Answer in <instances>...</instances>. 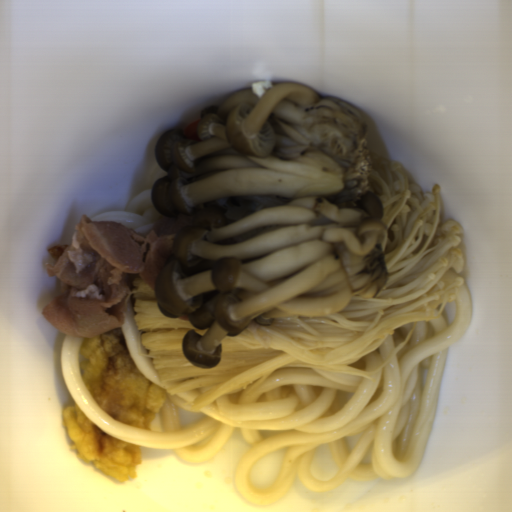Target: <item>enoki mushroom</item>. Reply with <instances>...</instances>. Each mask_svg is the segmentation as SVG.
<instances>
[{"label":"enoki mushroom","mask_w":512,"mask_h":512,"mask_svg":"<svg viewBox=\"0 0 512 512\" xmlns=\"http://www.w3.org/2000/svg\"><path fill=\"white\" fill-rule=\"evenodd\" d=\"M369 190L384 209L383 255L388 281L377 298H352L335 315L282 317L269 324L250 323L221 342L212 369L198 368L186 358L182 342L197 329L191 320L160 313L156 290L135 276L134 325L166 394L209 388L194 398L192 411L202 410L236 389L249 392L280 369L332 370L376 382L374 374L406 345L416 324L373 371L348 366L381 346L403 325L438 319L457 298L464 278L459 221H442L440 186L425 192L413 183L403 164L372 153Z\"/></svg>","instance_id":"obj_1"}]
</instances>
